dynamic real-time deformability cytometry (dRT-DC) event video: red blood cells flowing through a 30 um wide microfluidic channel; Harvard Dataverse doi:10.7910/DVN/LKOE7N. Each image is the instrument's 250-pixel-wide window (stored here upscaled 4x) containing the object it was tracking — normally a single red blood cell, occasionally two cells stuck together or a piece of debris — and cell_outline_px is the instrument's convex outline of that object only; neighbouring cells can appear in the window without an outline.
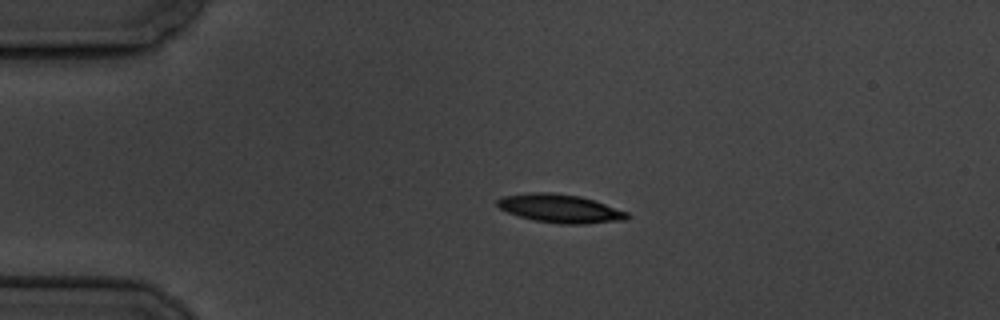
{"species": "common noctule bat (a hibernating species)", "species_latin": "Nyctalus noctula", "temperature_condition": "cold", "stored_images_in_passage": 3, "camera_frame_rate_fps": 3000, "um_per_image_px": 0.085, "animal": {"sex": "male", "body_mass_g": 19.5, "forearm_length_mm": 54.6}, "frame": {"image": 1, "passage_image": 2, "time_ms": 2.0, "image_size_px": [1000, 320], "cell_outline_px": [[632, 216], [624, 220], [584, 224], [560, 224], [536, 220], [520, 216], [508, 212], [500, 208], [496, 204], [496, 200], [500, 196], [528, 192], [552, 192], [580, 196], [596, 200], [628, 212]], "centroid_in_image_um": [47.62, 17.71], "position_along_channel_um": 37.4, "area_um2": 21.73}}